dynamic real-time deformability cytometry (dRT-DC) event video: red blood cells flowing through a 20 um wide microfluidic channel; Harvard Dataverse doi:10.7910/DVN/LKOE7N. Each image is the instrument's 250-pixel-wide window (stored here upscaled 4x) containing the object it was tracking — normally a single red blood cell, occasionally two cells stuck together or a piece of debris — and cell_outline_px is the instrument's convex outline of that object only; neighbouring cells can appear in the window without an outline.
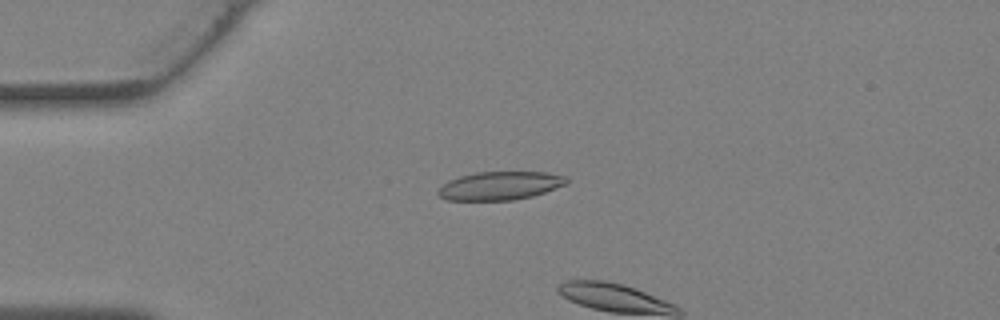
{"species": "Egyptian fruit bat (a non-hibernating species)", "species_latin": "Rousettus aegyptiacus", "temperature_condition": "warm", "stored_images_in_passage": 11, "camera_frame_rate_fps": 3000, "um_per_image_px": 0.085, "animal": {"sex": "female"}, "frame": {"image": 1, "passage_image": 10, "time_ms": 3.0, "image_size_px": [1000, 320], "cell_outline_px": [[568, 184], [532, 196], [512, 200], [448, 200], [440, 196], [436, 192], [448, 180], [460, 176], [476, 172], [544, 172], [568, 176]], "centroid_in_image_um": [42.53, 15.78], "position_along_channel_um": 42.5, "area_um2": 21.21}}